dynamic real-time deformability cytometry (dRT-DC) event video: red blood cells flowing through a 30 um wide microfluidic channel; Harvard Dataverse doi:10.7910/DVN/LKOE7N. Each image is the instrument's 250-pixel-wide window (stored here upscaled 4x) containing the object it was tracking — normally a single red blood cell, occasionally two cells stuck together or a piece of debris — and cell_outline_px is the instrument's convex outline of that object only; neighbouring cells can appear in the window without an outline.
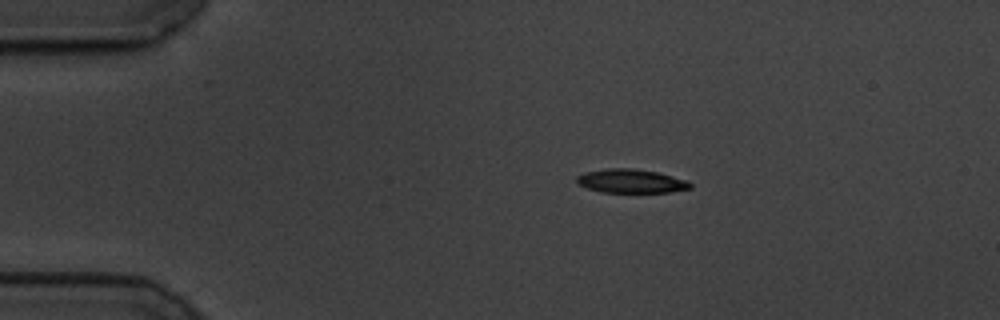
{"species": "common noctule bat (a hibernating species)", "species_latin": "Nyctalus noctula", "temperature_condition": "cold", "stored_images_in_passage": 48, "camera_frame_rate_fps": 3000, "um_per_image_px": 0.085, "animal": {"sex": "male", "body_mass_g": 19.5, "forearm_length_mm": 54.6}, "frame": {"image": 1, "passage_image": 1, "time_ms": 0.0, "image_size_px": [1000, 320], "cell_outline_px": [[692, 188], [668, 192], [600, 192], [576, 184], [576, 176], [584, 172], [608, 168], [632, 168], [656, 172], [688, 180], [692, 184]], "centroid_in_image_um": [53.61, 15.39], "position_along_channel_um": 31.4, "area_um2": 15.78}}
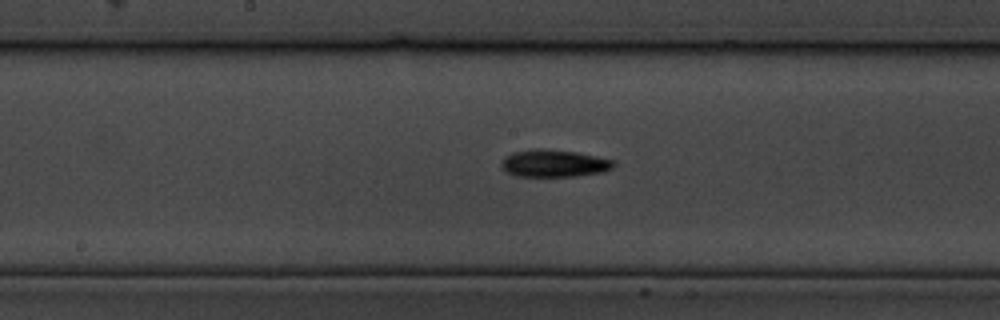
{"frame": {"image": 2, "passage_image": 20, "time_ms": 6.333, "image_size_px": [1000, 320], "cell_outline_px": [[616, 164], [612, 168], [604, 172], [576, 176], [516, 176], [508, 172], [500, 164], [504, 156], [512, 152], [532, 148], [540, 148], [576, 152], [616, 160]], "centroid_in_image_um": [47.11, 13.87], "position_along_channel_um": 201.1, "area_um2": 18.03}}
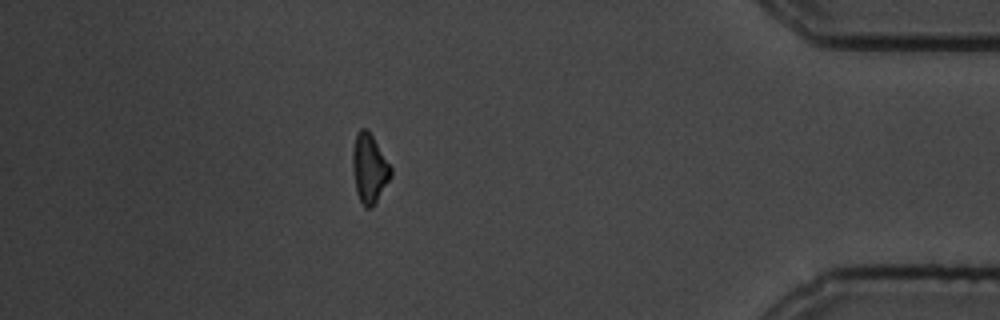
{"frame": {"image": 3, "passage_image": 41, "time_ms": 13.333, "image_size_px": [1000, 320], "cell_outline_px": [[392, 176], [372, 208], [364, 208], [356, 192], [352, 168], [352, 148], [356, 132], [360, 128], [368, 128], [392, 168]], "centroid_in_image_um": [31.38, 14.29], "position_along_channel_um": 403.8, "area_um2": 15.66}, "authors_computed_cell_mechanics": {"area_um2": 16.2129, "velocity_mm_per_s": 3.479, "shape_relaxation_time_tau1_ms": 3.2091, "shape_relaxation_time_tau2_ms": null, "deformation_change_tau1": 0.158, "deformation_change_tau2": null}}